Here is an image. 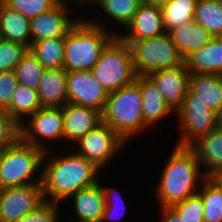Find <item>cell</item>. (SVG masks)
Returning <instances> with one entry per match:
<instances>
[{"label":"cell","mask_w":222,"mask_h":222,"mask_svg":"<svg viewBox=\"0 0 222 222\" xmlns=\"http://www.w3.org/2000/svg\"><path fill=\"white\" fill-rule=\"evenodd\" d=\"M190 148L196 153L205 177L222 174V131L218 128L199 138Z\"/></svg>","instance_id":"20"},{"label":"cell","mask_w":222,"mask_h":222,"mask_svg":"<svg viewBox=\"0 0 222 222\" xmlns=\"http://www.w3.org/2000/svg\"><path fill=\"white\" fill-rule=\"evenodd\" d=\"M90 71L107 93L132 84L138 76L129 44L118 36L102 50L98 62Z\"/></svg>","instance_id":"6"},{"label":"cell","mask_w":222,"mask_h":222,"mask_svg":"<svg viewBox=\"0 0 222 222\" xmlns=\"http://www.w3.org/2000/svg\"><path fill=\"white\" fill-rule=\"evenodd\" d=\"M45 151L24 142L20 137L0 150V190L41 184Z\"/></svg>","instance_id":"5"},{"label":"cell","mask_w":222,"mask_h":222,"mask_svg":"<svg viewBox=\"0 0 222 222\" xmlns=\"http://www.w3.org/2000/svg\"><path fill=\"white\" fill-rule=\"evenodd\" d=\"M29 48L21 43L0 41V72L14 70Z\"/></svg>","instance_id":"35"},{"label":"cell","mask_w":222,"mask_h":222,"mask_svg":"<svg viewBox=\"0 0 222 222\" xmlns=\"http://www.w3.org/2000/svg\"><path fill=\"white\" fill-rule=\"evenodd\" d=\"M66 202L67 204H65ZM70 203V209L73 210L70 217H73V220L101 222L105 209V196L101 182L98 181L89 187L80 189L65 200L63 204L67 206Z\"/></svg>","instance_id":"17"},{"label":"cell","mask_w":222,"mask_h":222,"mask_svg":"<svg viewBox=\"0 0 222 222\" xmlns=\"http://www.w3.org/2000/svg\"><path fill=\"white\" fill-rule=\"evenodd\" d=\"M141 4L142 0H93L88 8H86V11L88 10L87 12L91 11L92 13V10L97 8L95 12L97 13V10L100 8V11L98 12L100 18L98 16L92 17L93 13L90 17H86L88 16L85 14L86 11H84L83 15L91 23L101 26L113 32L115 36H118V34H120L131 22ZM89 8H91V10ZM103 17H105V20H102Z\"/></svg>","instance_id":"13"},{"label":"cell","mask_w":222,"mask_h":222,"mask_svg":"<svg viewBox=\"0 0 222 222\" xmlns=\"http://www.w3.org/2000/svg\"><path fill=\"white\" fill-rule=\"evenodd\" d=\"M37 92L42 107L62 108L68 103L67 71L64 68L45 69Z\"/></svg>","instance_id":"21"},{"label":"cell","mask_w":222,"mask_h":222,"mask_svg":"<svg viewBox=\"0 0 222 222\" xmlns=\"http://www.w3.org/2000/svg\"><path fill=\"white\" fill-rule=\"evenodd\" d=\"M217 128L222 131V111L218 113Z\"/></svg>","instance_id":"42"},{"label":"cell","mask_w":222,"mask_h":222,"mask_svg":"<svg viewBox=\"0 0 222 222\" xmlns=\"http://www.w3.org/2000/svg\"><path fill=\"white\" fill-rule=\"evenodd\" d=\"M162 168L157 184L153 186L158 208L171 207L197 193L206 178L190 147L173 146Z\"/></svg>","instance_id":"2"},{"label":"cell","mask_w":222,"mask_h":222,"mask_svg":"<svg viewBox=\"0 0 222 222\" xmlns=\"http://www.w3.org/2000/svg\"><path fill=\"white\" fill-rule=\"evenodd\" d=\"M189 89L214 112L222 111V75L190 74Z\"/></svg>","instance_id":"25"},{"label":"cell","mask_w":222,"mask_h":222,"mask_svg":"<svg viewBox=\"0 0 222 222\" xmlns=\"http://www.w3.org/2000/svg\"><path fill=\"white\" fill-rule=\"evenodd\" d=\"M135 82L140 86L142 95L144 123L151 130L158 129V126L163 124L160 121L175 116V112L168 106L159 89L147 75H138Z\"/></svg>","instance_id":"19"},{"label":"cell","mask_w":222,"mask_h":222,"mask_svg":"<svg viewBox=\"0 0 222 222\" xmlns=\"http://www.w3.org/2000/svg\"><path fill=\"white\" fill-rule=\"evenodd\" d=\"M216 2H220L222 4V0H215Z\"/></svg>","instance_id":"45"},{"label":"cell","mask_w":222,"mask_h":222,"mask_svg":"<svg viewBox=\"0 0 222 222\" xmlns=\"http://www.w3.org/2000/svg\"><path fill=\"white\" fill-rule=\"evenodd\" d=\"M184 222H205L204 205L201 195L197 192L183 201L171 206Z\"/></svg>","instance_id":"34"},{"label":"cell","mask_w":222,"mask_h":222,"mask_svg":"<svg viewBox=\"0 0 222 222\" xmlns=\"http://www.w3.org/2000/svg\"><path fill=\"white\" fill-rule=\"evenodd\" d=\"M18 80L14 70L0 72V109L6 110L11 105V100Z\"/></svg>","instance_id":"38"},{"label":"cell","mask_w":222,"mask_h":222,"mask_svg":"<svg viewBox=\"0 0 222 222\" xmlns=\"http://www.w3.org/2000/svg\"><path fill=\"white\" fill-rule=\"evenodd\" d=\"M147 76L159 89L168 106L176 112L183 105L190 86V73L185 62L173 68L156 70Z\"/></svg>","instance_id":"15"},{"label":"cell","mask_w":222,"mask_h":222,"mask_svg":"<svg viewBox=\"0 0 222 222\" xmlns=\"http://www.w3.org/2000/svg\"><path fill=\"white\" fill-rule=\"evenodd\" d=\"M179 131L174 146L190 147L199 138L217 128L218 113L214 112L190 89L183 105L175 112Z\"/></svg>","instance_id":"8"},{"label":"cell","mask_w":222,"mask_h":222,"mask_svg":"<svg viewBox=\"0 0 222 222\" xmlns=\"http://www.w3.org/2000/svg\"><path fill=\"white\" fill-rule=\"evenodd\" d=\"M19 128L20 138L34 147L44 151L58 149V146L64 148L62 108L42 107L19 125Z\"/></svg>","instance_id":"9"},{"label":"cell","mask_w":222,"mask_h":222,"mask_svg":"<svg viewBox=\"0 0 222 222\" xmlns=\"http://www.w3.org/2000/svg\"><path fill=\"white\" fill-rule=\"evenodd\" d=\"M40 108L42 106L37 90L18 84L13 93L11 105L5 111L18 125H21Z\"/></svg>","instance_id":"26"},{"label":"cell","mask_w":222,"mask_h":222,"mask_svg":"<svg viewBox=\"0 0 222 222\" xmlns=\"http://www.w3.org/2000/svg\"><path fill=\"white\" fill-rule=\"evenodd\" d=\"M101 178L102 175H100L99 181L101 182V187L105 196V209L101 222L118 221V219L120 220L122 216L126 215V201L120 194L122 191L116 188L118 186L103 185Z\"/></svg>","instance_id":"32"},{"label":"cell","mask_w":222,"mask_h":222,"mask_svg":"<svg viewBox=\"0 0 222 222\" xmlns=\"http://www.w3.org/2000/svg\"><path fill=\"white\" fill-rule=\"evenodd\" d=\"M168 33L184 60L214 38L207 29L195 21L173 28Z\"/></svg>","instance_id":"23"},{"label":"cell","mask_w":222,"mask_h":222,"mask_svg":"<svg viewBox=\"0 0 222 222\" xmlns=\"http://www.w3.org/2000/svg\"><path fill=\"white\" fill-rule=\"evenodd\" d=\"M220 179V181L222 182V174L218 177Z\"/></svg>","instance_id":"44"},{"label":"cell","mask_w":222,"mask_h":222,"mask_svg":"<svg viewBox=\"0 0 222 222\" xmlns=\"http://www.w3.org/2000/svg\"><path fill=\"white\" fill-rule=\"evenodd\" d=\"M62 206L64 209V205L60 203L45 200L34 211L28 213L16 222H59L62 216Z\"/></svg>","instance_id":"36"},{"label":"cell","mask_w":222,"mask_h":222,"mask_svg":"<svg viewBox=\"0 0 222 222\" xmlns=\"http://www.w3.org/2000/svg\"><path fill=\"white\" fill-rule=\"evenodd\" d=\"M131 49L137 75H148L184 63L168 32L142 40H123Z\"/></svg>","instance_id":"7"},{"label":"cell","mask_w":222,"mask_h":222,"mask_svg":"<svg viewBox=\"0 0 222 222\" xmlns=\"http://www.w3.org/2000/svg\"><path fill=\"white\" fill-rule=\"evenodd\" d=\"M127 145L109 125L102 122L70 148L88 161H91L103 172L107 171V167L111 166L110 164L114 159H118V154L124 151V146Z\"/></svg>","instance_id":"10"},{"label":"cell","mask_w":222,"mask_h":222,"mask_svg":"<svg viewBox=\"0 0 222 222\" xmlns=\"http://www.w3.org/2000/svg\"><path fill=\"white\" fill-rule=\"evenodd\" d=\"M58 149L45 151L41 187L46 201L63 204L75 192L98 182L104 172L72 148Z\"/></svg>","instance_id":"1"},{"label":"cell","mask_w":222,"mask_h":222,"mask_svg":"<svg viewBox=\"0 0 222 222\" xmlns=\"http://www.w3.org/2000/svg\"><path fill=\"white\" fill-rule=\"evenodd\" d=\"M166 33L161 7L142 3L127 27L118 34L121 40H142Z\"/></svg>","instance_id":"18"},{"label":"cell","mask_w":222,"mask_h":222,"mask_svg":"<svg viewBox=\"0 0 222 222\" xmlns=\"http://www.w3.org/2000/svg\"><path fill=\"white\" fill-rule=\"evenodd\" d=\"M0 32L4 40L31 46L30 20L0 0Z\"/></svg>","instance_id":"24"},{"label":"cell","mask_w":222,"mask_h":222,"mask_svg":"<svg viewBox=\"0 0 222 222\" xmlns=\"http://www.w3.org/2000/svg\"><path fill=\"white\" fill-rule=\"evenodd\" d=\"M77 10L82 12V9H77L74 4L60 2L55 8L30 19L31 42L65 37L81 18L77 16Z\"/></svg>","instance_id":"11"},{"label":"cell","mask_w":222,"mask_h":222,"mask_svg":"<svg viewBox=\"0 0 222 222\" xmlns=\"http://www.w3.org/2000/svg\"><path fill=\"white\" fill-rule=\"evenodd\" d=\"M102 122L109 125L127 144L150 128L144 123L140 86L133 82L108 93Z\"/></svg>","instance_id":"4"},{"label":"cell","mask_w":222,"mask_h":222,"mask_svg":"<svg viewBox=\"0 0 222 222\" xmlns=\"http://www.w3.org/2000/svg\"><path fill=\"white\" fill-rule=\"evenodd\" d=\"M7 6L22 14L27 19L55 8L60 0H2Z\"/></svg>","instance_id":"33"},{"label":"cell","mask_w":222,"mask_h":222,"mask_svg":"<svg viewBox=\"0 0 222 222\" xmlns=\"http://www.w3.org/2000/svg\"><path fill=\"white\" fill-rule=\"evenodd\" d=\"M198 193L204 205L205 222H222V182L218 177H206Z\"/></svg>","instance_id":"27"},{"label":"cell","mask_w":222,"mask_h":222,"mask_svg":"<svg viewBox=\"0 0 222 222\" xmlns=\"http://www.w3.org/2000/svg\"><path fill=\"white\" fill-rule=\"evenodd\" d=\"M194 21L214 37H222V4L215 0H197Z\"/></svg>","instance_id":"30"},{"label":"cell","mask_w":222,"mask_h":222,"mask_svg":"<svg viewBox=\"0 0 222 222\" xmlns=\"http://www.w3.org/2000/svg\"><path fill=\"white\" fill-rule=\"evenodd\" d=\"M196 3L197 0H169L161 7L166 32L194 21Z\"/></svg>","instance_id":"29"},{"label":"cell","mask_w":222,"mask_h":222,"mask_svg":"<svg viewBox=\"0 0 222 222\" xmlns=\"http://www.w3.org/2000/svg\"><path fill=\"white\" fill-rule=\"evenodd\" d=\"M64 37V69L89 71L98 62L102 50L115 34L88 21L84 16Z\"/></svg>","instance_id":"3"},{"label":"cell","mask_w":222,"mask_h":222,"mask_svg":"<svg viewBox=\"0 0 222 222\" xmlns=\"http://www.w3.org/2000/svg\"><path fill=\"white\" fill-rule=\"evenodd\" d=\"M61 2H67L70 4L76 5L79 9L82 6L83 12L86 9L85 7L88 8V6L93 2V0H60Z\"/></svg>","instance_id":"40"},{"label":"cell","mask_w":222,"mask_h":222,"mask_svg":"<svg viewBox=\"0 0 222 222\" xmlns=\"http://www.w3.org/2000/svg\"><path fill=\"white\" fill-rule=\"evenodd\" d=\"M169 0H142V3L163 7Z\"/></svg>","instance_id":"41"},{"label":"cell","mask_w":222,"mask_h":222,"mask_svg":"<svg viewBox=\"0 0 222 222\" xmlns=\"http://www.w3.org/2000/svg\"><path fill=\"white\" fill-rule=\"evenodd\" d=\"M67 94L69 103L93 108L101 113L108 98V93L90 70L67 72Z\"/></svg>","instance_id":"14"},{"label":"cell","mask_w":222,"mask_h":222,"mask_svg":"<svg viewBox=\"0 0 222 222\" xmlns=\"http://www.w3.org/2000/svg\"><path fill=\"white\" fill-rule=\"evenodd\" d=\"M62 112L65 150L102 123V113L93 108L68 102L62 107Z\"/></svg>","instance_id":"16"},{"label":"cell","mask_w":222,"mask_h":222,"mask_svg":"<svg viewBox=\"0 0 222 222\" xmlns=\"http://www.w3.org/2000/svg\"><path fill=\"white\" fill-rule=\"evenodd\" d=\"M66 220H68V222H83V221H77V220H73V219H71V221H70V217H69V219H66ZM66 220H61V217H60V220H59V222H62V221H66ZM67 222V221H66Z\"/></svg>","instance_id":"43"},{"label":"cell","mask_w":222,"mask_h":222,"mask_svg":"<svg viewBox=\"0 0 222 222\" xmlns=\"http://www.w3.org/2000/svg\"><path fill=\"white\" fill-rule=\"evenodd\" d=\"M46 68H64V37L32 41L29 48Z\"/></svg>","instance_id":"28"},{"label":"cell","mask_w":222,"mask_h":222,"mask_svg":"<svg viewBox=\"0 0 222 222\" xmlns=\"http://www.w3.org/2000/svg\"><path fill=\"white\" fill-rule=\"evenodd\" d=\"M184 62L190 74L222 75V37H214Z\"/></svg>","instance_id":"22"},{"label":"cell","mask_w":222,"mask_h":222,"mask_svg":"<svg viewBox=\"0 0 222 222\" xmlns=\"http://www.w3.org/2000/svg\"><path fill=\"white\" fill-rule=\"evenodd\" d=\"M45 201L41 184L0 190V222H16Z\"/></svg>","instance_id":"12"},{"label":"cell","mask_w":222,"mask_h":222,"mask_svg":"<svg viewBox=\"0 0 222 222\" xmlns=\"http://www.w3.org/2000/svg\"><path fill=\"white\" fill-rule=\"evenodd\" d=\"M20 137L19 125L0 109V150L12 145Z\"/></svg>","instance_id":"37"},{"label":"cell","mask_w":222,"mask_h":222,"mask_svg":"<svg viewBox=\"0 0 222 222\" xmlns=\"http://www.w3.org/2000/svg\"><path fill=\"white\" fill-rule=\"evenodd\" d=\"M156 209H160L158 211L160 215L158 222H184L172 207H161Z\"/></svg>","instance_id":"39"},{"label":"cell","mask_w":222,"mask_h":222,"mask_svg":"<svg viewBox=\"0 0 222 222\" xmlns=\"http://www.w3.org/2000/svg\"><path fill=\"white\" fill-rule=\"evenodd\" d=\"M45 69L46 68L37 60L31 50L28 49L17 64L14 72L16 74L18 84L37 90Z\"/></svg>","instance_id":"31"}]
</instances>
